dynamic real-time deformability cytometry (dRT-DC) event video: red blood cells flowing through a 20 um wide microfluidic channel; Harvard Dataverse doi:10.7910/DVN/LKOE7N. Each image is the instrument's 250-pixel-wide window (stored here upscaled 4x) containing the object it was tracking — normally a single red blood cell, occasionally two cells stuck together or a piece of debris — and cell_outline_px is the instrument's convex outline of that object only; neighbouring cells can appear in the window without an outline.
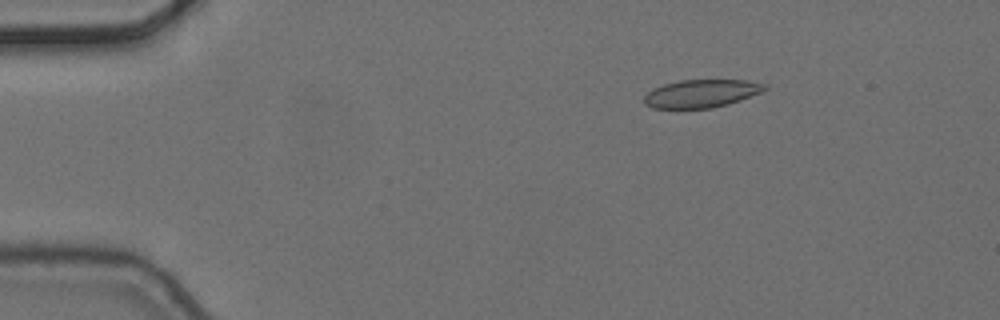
{"species": "common noctule bat (a hibernating species)", "species_latin": "Nyctalus noctula", "temperature_condition": "cold", "stored_images_in_passage": 4, "camera_frame_rate_fps": 3000, "um_per_image_px": 0.085, "animal": {"sex": "female", "body_mass_g": 24.6, "forearm_length_mm": 56.2}, "frame": {"image": 1, "passage_image": 2, "time_ms": 0.333, "image_size_px": [1000, 320], "cell_outline_px": [[768, 88], [764, 92], [728, 104], [712, 108], [652, 108], [644, 104], [644, 96], [652, 88], [664, 84], [680, 80], [744, 80], [768, 84]], "centroid_in_image_um": [59.64, 7.95], "position_along_channel_um": 25.4, "area_um2": 19.83}}